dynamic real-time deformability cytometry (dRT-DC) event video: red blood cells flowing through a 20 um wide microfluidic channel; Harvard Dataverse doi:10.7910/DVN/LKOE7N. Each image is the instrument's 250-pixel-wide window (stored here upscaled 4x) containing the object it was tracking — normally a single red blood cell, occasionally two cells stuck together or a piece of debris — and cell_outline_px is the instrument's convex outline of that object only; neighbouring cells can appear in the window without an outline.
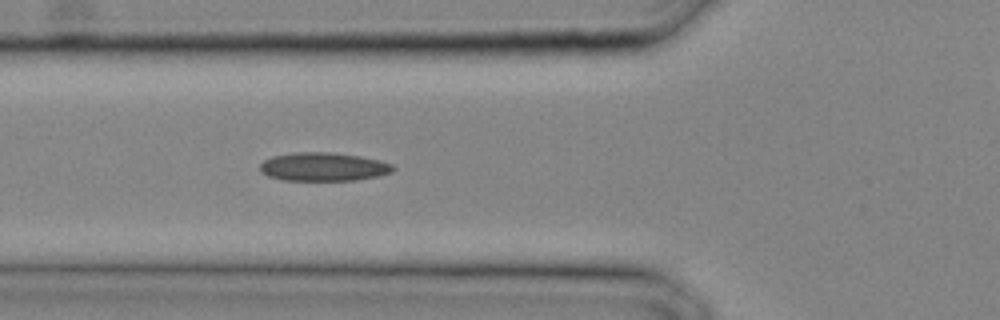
{"species": "common noctule bat (a hibernating species)", "species_latin": "Nyctalus noctula", "temperature_condition": "cold", "stored_images_in_passage": 5, "camera_frame_rate_fps": 3000, "um_per_image_px": 0.085, "animal": {"sex": "male", "body_mass_g": 20.4}, "frame": {"image": 1, "passage_image": 5, "time_ms": 1.333, "image_size_px": [1000, 320], "cell_outline_px": [[396, 168], [392, 172], [380, 176], [356, 180], [284, 180], [268, 176], [260, 172], [260, 164], [264, 160], [272, 156], [292, 152], [332, 152], [360, 156], [380, 160], [392, 164]], "centroid_in_image_um": [27.5, 14.17], "position_along_channel_um": 98.3, "area_um2": 22.31}}